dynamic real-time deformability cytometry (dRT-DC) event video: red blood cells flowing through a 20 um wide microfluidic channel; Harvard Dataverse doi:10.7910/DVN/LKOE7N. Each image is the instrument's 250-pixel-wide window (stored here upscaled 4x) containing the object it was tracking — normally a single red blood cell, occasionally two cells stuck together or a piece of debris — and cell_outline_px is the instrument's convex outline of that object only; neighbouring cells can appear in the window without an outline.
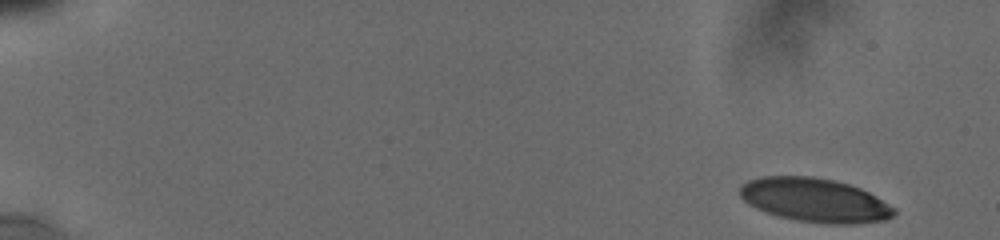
{"species": "human", "species_latin": "Homo sapiens", "temperature_condition": "cold", "stored_images_in_passage": 15, "camera_frame_rate_fps": 3000, "um_per_image_px": 0.085, "donor": {"sex": "male"}, "frame": {"image": 1, "passage_image": 1, "time_ms": 0.0, "image_size_px": [1000, 240], "cell_outline_px": [[896, 212], [892, 216], [884, 220], [856, 224], [824, 224], [796, 220], [764, 212], [748, 204], [740, 196], [740, 184], [748, 180], [760, 176], [812, 176], [836, 180], [860, 188], [876, 196], [896, 208]], "centroid_in_image_um": [69.25, 17.01], "position_along_channel_um": 15.8, "area_um2": 39.71}}
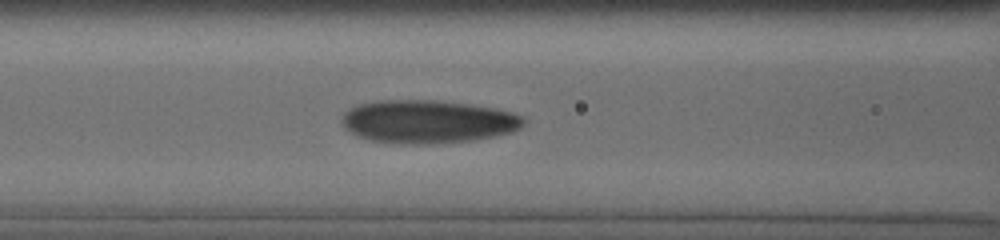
{"frame": {"image": 2, "passage_image": 12, "time_ms": 7.333, "image_size_px": [1000, 240], "cell_outline_px": [[524, 124], [520, 128], [512, 132], [496, 136], [472, 140], [432, 144], [400, 144], [372, 140], [356, 136], [344, 128], [340, 120], [344, 112], [348, 108], [360, 104], [380, 100], [432, 100], [468, 104], [492, 108], [512, 112], [524, 116]], "centroid_in_image_um": [36.34, 10.34], "position_along_channel_um": 130.3, "area_um2": 45.89}}
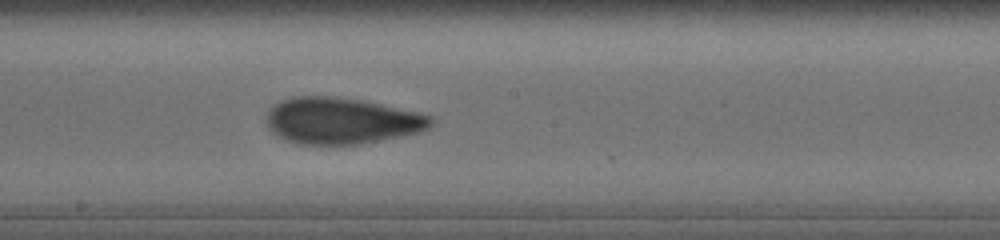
{"frame": {"image": 3, "passage_image": 15, "time_ms": 9.667, "image_size_px": [1000, 240], "cell_outline_px": [[432, 124], [428, 128], [420, 132], [400, 136], [356, 144], [300, 144], [284, 140], [272, 132], [268, 128], [268, 112], [280, 100], [292, 96], [324, 96], [360, 100], [380, 104], [416, 112], [432, 116]], "centroid_in_image_um": [29.0, 10.27], "position_along_channel_um": 219.2, "area_um2": 43.87}}